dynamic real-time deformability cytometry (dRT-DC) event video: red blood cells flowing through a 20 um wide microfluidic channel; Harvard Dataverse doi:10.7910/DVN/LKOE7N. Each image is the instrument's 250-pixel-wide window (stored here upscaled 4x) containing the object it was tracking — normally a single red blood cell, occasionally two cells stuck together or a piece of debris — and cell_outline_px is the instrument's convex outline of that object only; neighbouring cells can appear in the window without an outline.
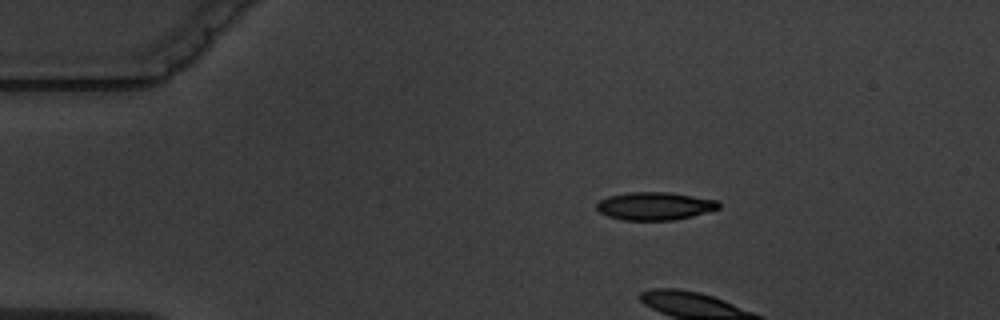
{"species": "common noctule bat (a hibernating species)", "species_latin": "Nyctalus noctula", "temperature_condition": "warm", "stored_images_in_passage": 5, "camera_frame_rate_fps": 3000, "um_per_image_px": 0.085, "animal": {"sex": "male", "body_mass_g": 19.5, "forearm_length_mm": 54.6}, "frame": {"image": 1, "passage_image": 2, "time_ms": 1.333, "image_size_px": [1000, 320], "cell_outline_px": [[720, 208], [692, 216], [672, 220], [624, 220], [608, 216], [600, 212], [596, 208], [596, 200], [608, 196], [628, 192], [668, 192], [716, 200], [720, 204]], "centroid_in_image_um": [55.6, 17.51], "position_along_channel_um": 29.4, "area_um2": 19.83}}
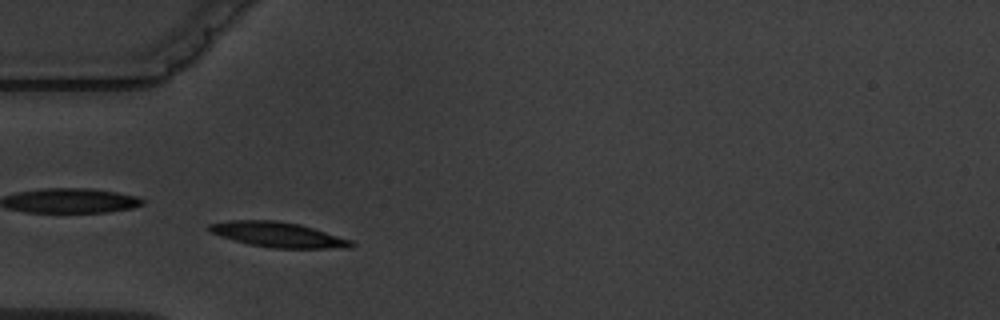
{"frame": {"image": 2, "passage_image": 4, "time_ms": 4.333, "image_size_px": [1000, 320], "cell_outline_px": [[356, 244], [352, 248], [276, 248], [252, 244], [236, 240], [208, 232], [208, 224], [228, 220], [276, 220], [300, 224], [352, 240]], "centroid_in_image_um": [23.66, 19.93], "position_along_channel_um": 61.3, "area_um2": 20.63}}